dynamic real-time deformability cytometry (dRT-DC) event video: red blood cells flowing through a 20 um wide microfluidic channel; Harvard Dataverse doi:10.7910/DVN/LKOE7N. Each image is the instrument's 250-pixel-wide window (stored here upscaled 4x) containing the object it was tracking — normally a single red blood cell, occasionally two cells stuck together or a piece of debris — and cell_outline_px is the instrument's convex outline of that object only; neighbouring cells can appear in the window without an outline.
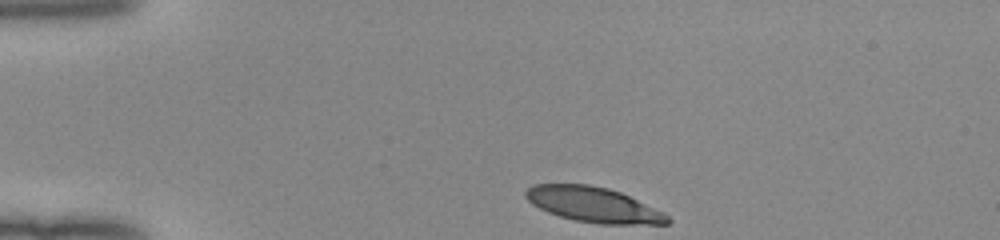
{"species": "human", "species_latin": "Homo sapiens", "temperature_condition": "room temperature", "stored_images_in_passage": 35, "camera_frame_rate_fps": 3000, "um_per_image_px": 0.085, "donor": {"sex": "female"}, "frame": {"image": 1, "passage_image": 1, "time_ms": 0.0, "image_size_px": [1000, 240], "cell_outline_px": [[672, 220], [668, 224], [600, 224], [576, 220], [560, 216], [548, 212], [532, 204], [524, 196], [524, 192], [532, 184], [588, 184], [608, 188], [620, 192], [664, 212]], "centroid_in_image_um": [50.44, 17.39], "position_along_channel_um": 34.6, "area_um2": 28.96}}
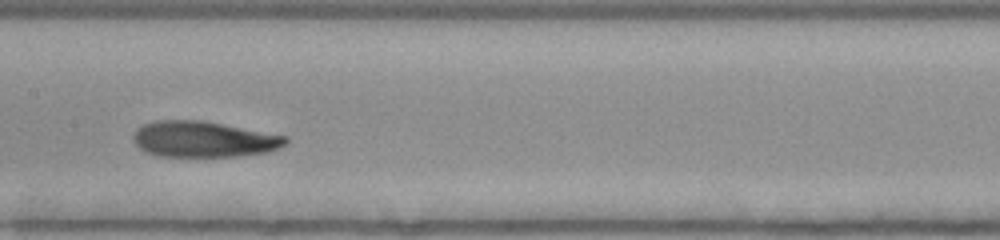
{"frame": {"image": 2, "passage_image": 17, "time_ms": 5.333, "image_size_px": [1000, 240], "cell_outline_px": [[288, 140], [284, 144], [268, 152], [236, 156], [156, 156], [140, 148], [132, 140], [132, 136], [136, 128], [144, 124], [156, 120], [204, 120], [288, 136]], "centroid_in_image_um": [17.28, 11.82], "position_along_channel_um": 190.1, "area_um2": 31.91}}
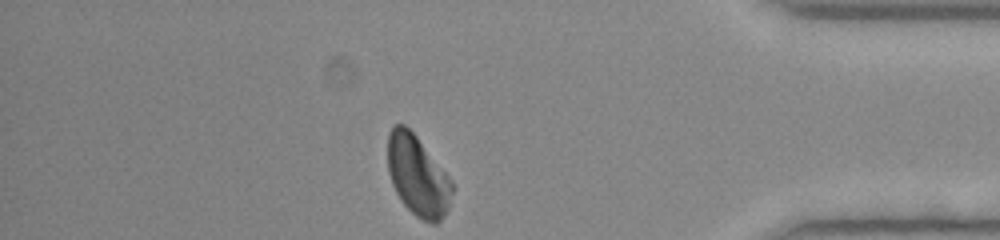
{"frame": {"image": 3, "passage_image": 35, "time_ms": 11.333, "image_size_px": [1000, 240], "cell_outline_px": [[452, 192], [448, 208], [440, 220], [436, 224], [432, 224], [416, 216], [400, 200], [392, 184], [388, 172], [388, 132], [392, 124], [404, 124], [416, 136], [452, 180]], "centroid_in_image_um": [35.48, 14.93], "position_along_channel_um": 399.7, "area_um2": 29.94}, "authors_computed_cell_mechanics": {"area_um2": 31.6166, "velocity_mm_per_s": 3.9815, "shape_relaxation_time_tau1_ms": 8.6116, "shape_relaxation_time_tau2_ms": 1.6798, "deformation_change_tau1": 0.2663, "deformation_change_tau2": 0.0655}}